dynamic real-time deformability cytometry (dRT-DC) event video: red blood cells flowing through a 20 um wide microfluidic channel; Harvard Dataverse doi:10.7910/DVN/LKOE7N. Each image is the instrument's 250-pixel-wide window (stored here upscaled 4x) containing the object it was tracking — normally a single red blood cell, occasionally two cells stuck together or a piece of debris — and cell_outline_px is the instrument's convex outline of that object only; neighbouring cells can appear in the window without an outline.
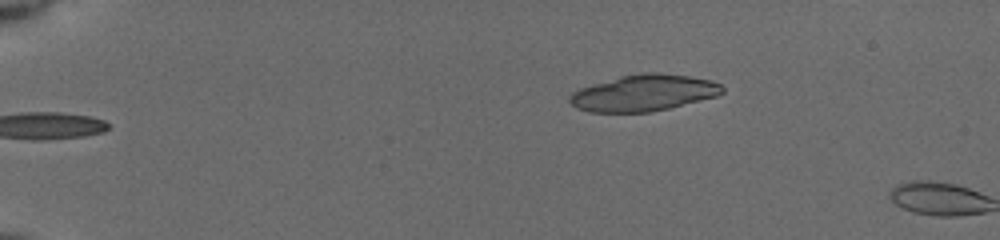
{"species": "common noctule bat (a hibernating species)", "species_latin": "Nyctalus noctula", "temperature_condition": "cold", "stored_images_in_passage": 2, "camera_frame_rate_fps": 3000, "um_per_image_px": 0.085, "animal": {"sex": "female", "body_mass_g": 19.5, "forearm_length_mm": 54.1}, "frame": {"image": 1, "passage_image": 1, "time_ms": 0.0, "image_size_px": [1000, 240], "cell_outline_px": [[724, 92], [716, 96], [668, 108], [648, 112], [588, 112], [576, 108], [568, 100], [568, 96], [572, 92], [580, 88], [620, 76], [644, 72], [656, 72], [688, 76], [708, 80], [720, 84], [724, 88]], "centroid_in_image_um": [54.67, 7.9], "position_along_channel_um": 30.3, "area_um2": 32.14}}